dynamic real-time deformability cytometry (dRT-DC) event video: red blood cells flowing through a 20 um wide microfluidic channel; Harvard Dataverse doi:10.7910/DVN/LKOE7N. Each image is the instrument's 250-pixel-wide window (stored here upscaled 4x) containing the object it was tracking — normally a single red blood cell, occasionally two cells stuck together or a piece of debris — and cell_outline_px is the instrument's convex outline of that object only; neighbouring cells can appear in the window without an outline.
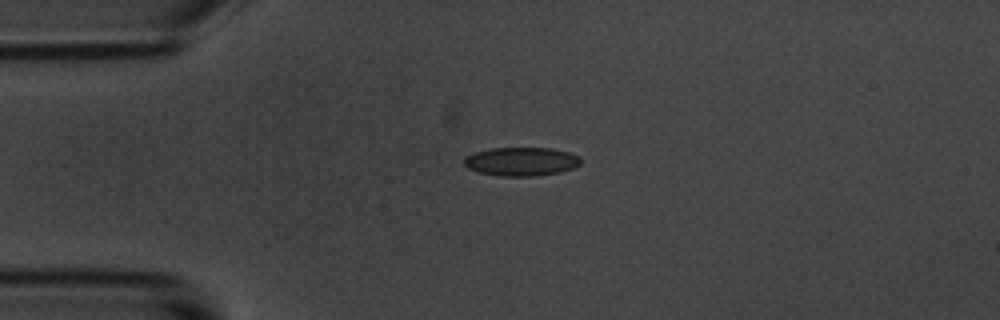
{"species": "common noctule bat (a hibernating species)", "species_latin": "Nyctalus noctula", "temperature_condition": "room temperature", "stored_images_in_passage": 5, "camera_frame_rate_fps": 3000, "um_per_image_px": 0.085, "animal": {"sex": "male", "body_mass_g": 20.1, "forearm_length_mm": 53.5}, "frame": {"image": 1, "passage_image": 5, "time_ms": 4.667, "image_size_px": [1000, 320], "cell_outline_px": [[580, 164], [572, 168], [560, 172], [536, 176], [500, 176], [480, 172], [468, 168], [464, 164], [464, 160], [468, 156], [476, 152], [492, 148], [552, 148], [568, 152], [580, 156]], "centroid_in_image_um": [44.34, 13.73], "position_along_channel_um": 40.7, "area_um2": 19.31}}